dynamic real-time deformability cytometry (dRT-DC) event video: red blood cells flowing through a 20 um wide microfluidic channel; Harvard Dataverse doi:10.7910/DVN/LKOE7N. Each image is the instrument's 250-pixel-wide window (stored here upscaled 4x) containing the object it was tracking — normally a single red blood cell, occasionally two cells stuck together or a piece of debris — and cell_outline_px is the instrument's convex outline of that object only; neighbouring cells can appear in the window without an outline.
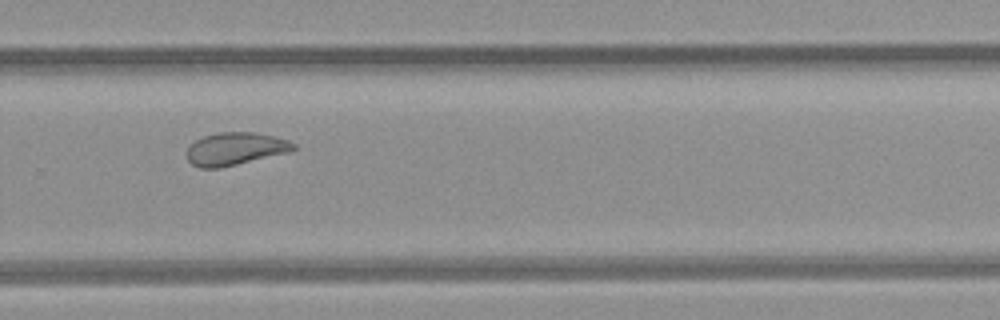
{"species": "common noctule bat (a hibernating species)", "species_latin": "Nyctalus noctula", "temperature_condition": "room temperature", "stored_images_in_passage": 12, "camera_frame_rate_fps": 3000, "um_per_image_px": 0.085, "animal": {"sex": "female", "body_mass_g": 21.9}, "frame": {"image": 1, "passage_image": 9, "time_ms": 2.667, "image_size_px": [1000, 320], "cell_outline_px": [[296, 148], [288, 152], [220, 168], [200, 168], [192, 164], [188, 160], [188, 148], [196, 140], [204, 136], [220, 132], [256, 132], [288, 140], [296, 144]], "centroid_in_image_um": [20.0, 12.64], "position_along_channel_um": 309.8, "area_um2": 20.06}}